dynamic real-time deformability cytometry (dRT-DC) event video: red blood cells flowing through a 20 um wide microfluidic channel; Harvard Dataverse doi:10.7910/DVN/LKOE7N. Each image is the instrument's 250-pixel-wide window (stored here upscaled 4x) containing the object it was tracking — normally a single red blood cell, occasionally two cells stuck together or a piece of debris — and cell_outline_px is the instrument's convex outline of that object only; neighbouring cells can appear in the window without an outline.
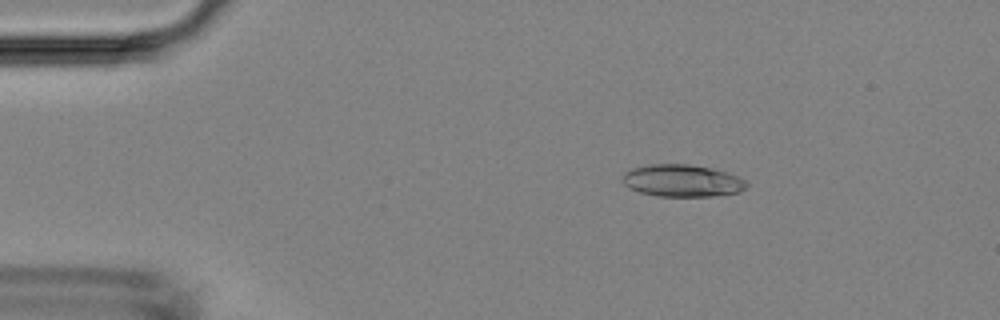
{"species": "Egyptian fruit bat (a non-hibernating species)", "species_latin": "Rousettus aegyptiacus", "temperature_condition": "room temperature", "stored_images_in_passage": 5, "camera_frame_rate_fps": 3000, "um_per_image_px": 0.085, "animal": {"sex": "female"}, "frame": {"image": 1, "passage_image": 2, "time_ms": 1.333, "image_size_px": [1000, 320], "cell_outline_px": [[748, 184], [740, 192], [716, 196], [656, 196], [640, 192], [628, 188], [620, 180], [624, 172], [632, 168], [648, 164], [688, 164], [712, 168], [728, 172], [744, 180]], "centroid_in_image_um": [57.95, 15.35], "position_along_channel_um": 27.1, "area_um2": 23.47}}
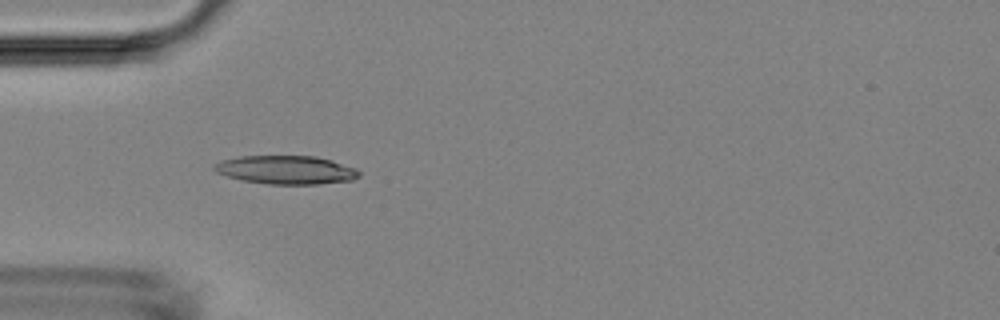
{"frame": {"image": 2, "passage_image": 4, "time_ms": 3.667, "image_size_px": [1000, 320], "cell_outline_px": [[360, 176], [352, 180], [320, 184], [268, 184], [240, 180], [216, 172], [212, 168], [212, 164], [220, 160], [240, 156], [316, 156], [332, 160], [356, 168], [360, 172]], "centroid_in_image_um": [24.3, 14.43], "position_along_channel_um": 60.7, "area_um2": 24.28}}